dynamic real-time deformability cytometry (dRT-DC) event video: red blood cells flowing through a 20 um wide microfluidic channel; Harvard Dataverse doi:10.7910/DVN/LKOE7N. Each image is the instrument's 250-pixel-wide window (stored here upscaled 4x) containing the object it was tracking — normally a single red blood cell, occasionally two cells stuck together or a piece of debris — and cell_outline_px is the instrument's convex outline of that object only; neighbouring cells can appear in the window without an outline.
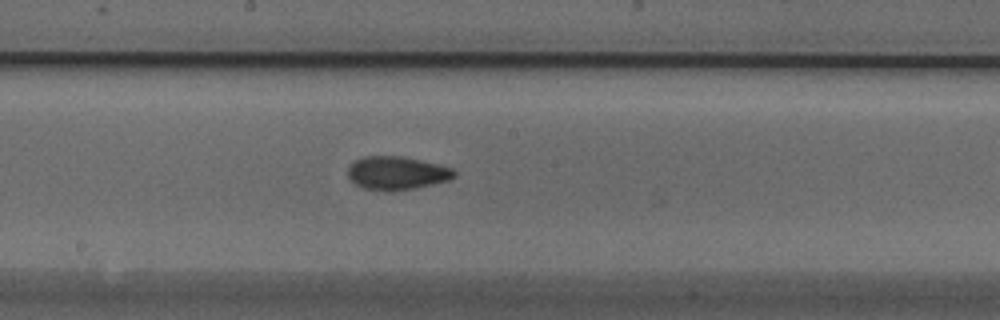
{"species": "Egyptian fruit bat (a non-hibernating species)", "species_latin": "Rousettus aegyptiacus", "temperature_condition": "cold", "stored_images_in_passage": 33, "camera_frame_rate_fps": 3000, "um_per_image_px": 0.085, "animal": {"sex": "male"}, "frame": {"image": 1, "passage_image": 19, "time_ms": 6.0, "image_size_px": [1000, 320], "cell_outline_px": [[456, 176], [448, 180], [416, 188], [392, 192], [364, 188], [356, 184], [348, 176], [348, 164], [364, 156], [400, 156], [420, 160], [452, 168], [456, 172]], "centroid_in_image_um": [33.71, 14.71], "position_along_channel_um": 214.5, "area_um2": 20.63}}
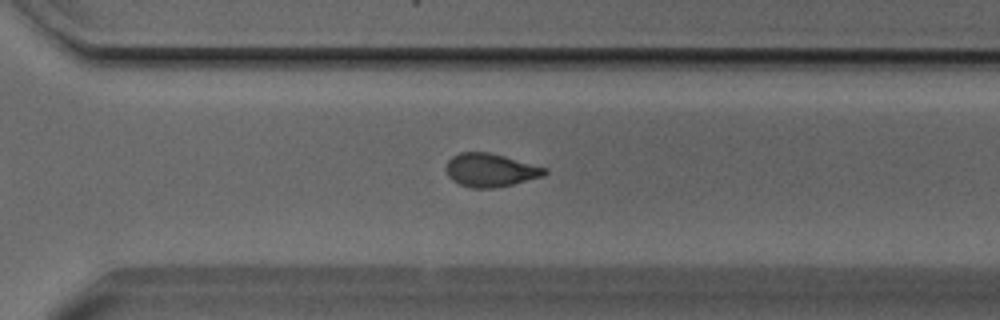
{"frame": {"image": 2, "passage_image": 28, "time_ms": 9.0, "image_size_px": [1000, 320], "cell_outline_px": [[548, 172], [544, 176], [512, 184], [492, 188], [472, 188], [460, 184], [452, 180], [448, 176], [448, 160], [452, 156], [460, 152], [488, 152], [504, 156], [548, 168]], "centroid_in_image_um": [41.71, 14.46], "position_along_channel_um": 328.9, "area_um2": 18.96}}